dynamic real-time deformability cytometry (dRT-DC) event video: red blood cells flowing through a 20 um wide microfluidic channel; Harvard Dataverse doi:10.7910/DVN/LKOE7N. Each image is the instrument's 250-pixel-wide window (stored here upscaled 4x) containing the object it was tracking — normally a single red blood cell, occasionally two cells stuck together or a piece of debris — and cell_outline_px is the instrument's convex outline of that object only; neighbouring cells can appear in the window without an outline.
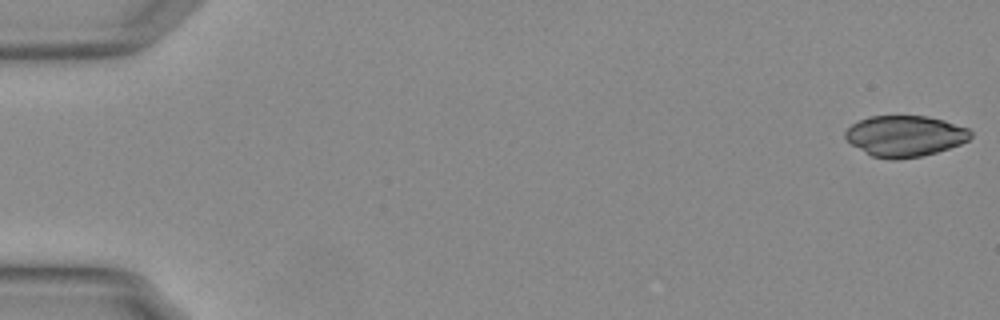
{"species": "Egyptian fruit bat (a non-hibernating species)", "species_latin": "Rousettus aegyptiacus", "temperature_condition": "warm", "stored_images_in_passage": 55, "camera_frame_rate_fps": 3000, "um_per_image_px": 0.085, "animal": {"sex": "female"}, "frame": {"image": 1, "passage_image": 1, "time_ms": 0.0, "image_size_px": [1000, 320], "cell_outline_px": [[972, 136], [968, 140], [960, 144], [936, 152], [920, 156], [896, 160], [888, 160], [872, 156], [852, 144], [844, 136], [844, 132], [852, 124], [868, 116], [924, 116], [944, 120], [968, 128], [972, 132]], "centroid_in_image_um": [76.92, 11.56], "position_along_channel_um": 8.1, "area_um2": 29.82}}
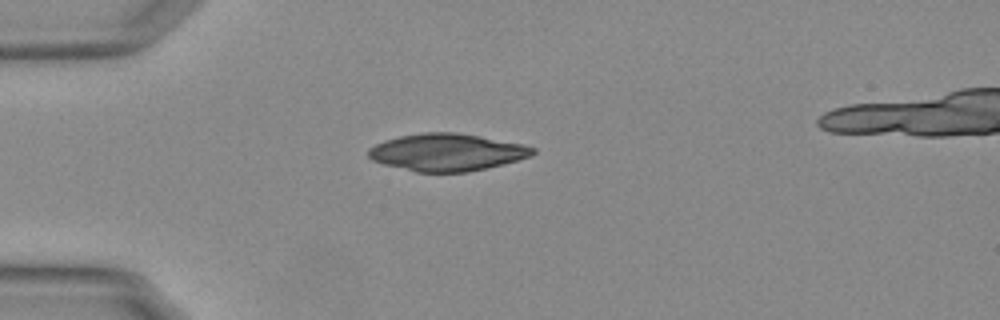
{"frame": {"image": 2, "passage_image": 15, "time_ms": 4.667, "image_size_px": [1000, 320], "cell_outline_px": [[536, 152], [532, 156], [504, 164], [488, 168], [468, 172], [416, 172], [384, 164], [372, 160], [368, 156], [368, 148], [384, 140], [400, 136], [424, 132], [456, 132], [480, 136], [520, 144], [536, 148]], "centroid_in_image_um": [37.99, 12.94], "position_along_channel_um": 47.0, "area_um2": 35.72}}
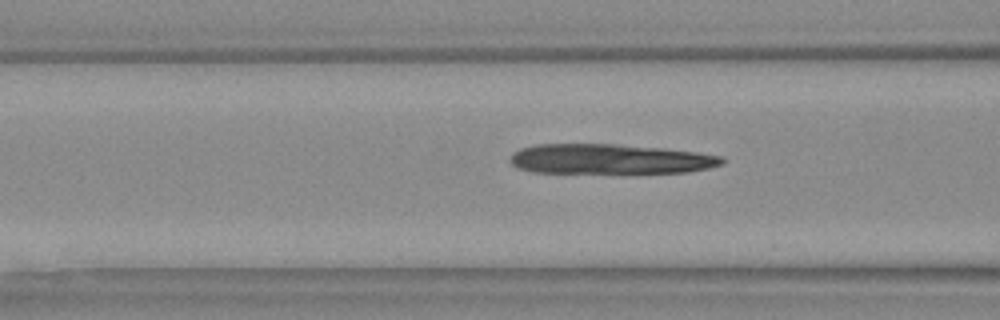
{"frame": {"image": 3, "passage_image": 22, "time_ms": 7.0, "image_size_px": [1000, 320], "cell_outline_px": [[724, 164], [708, 168], [688, 172], [532, 172], [516, 168], [508, 160], [512, 152], [520, 148], [536, 144], [612, 144], [660, 148], [696, 152], [724, 156]], "centroid_in_image_um": [51.8, 13.51], "position_along_channel_um": 114.8, "area_um2": 36.82}}